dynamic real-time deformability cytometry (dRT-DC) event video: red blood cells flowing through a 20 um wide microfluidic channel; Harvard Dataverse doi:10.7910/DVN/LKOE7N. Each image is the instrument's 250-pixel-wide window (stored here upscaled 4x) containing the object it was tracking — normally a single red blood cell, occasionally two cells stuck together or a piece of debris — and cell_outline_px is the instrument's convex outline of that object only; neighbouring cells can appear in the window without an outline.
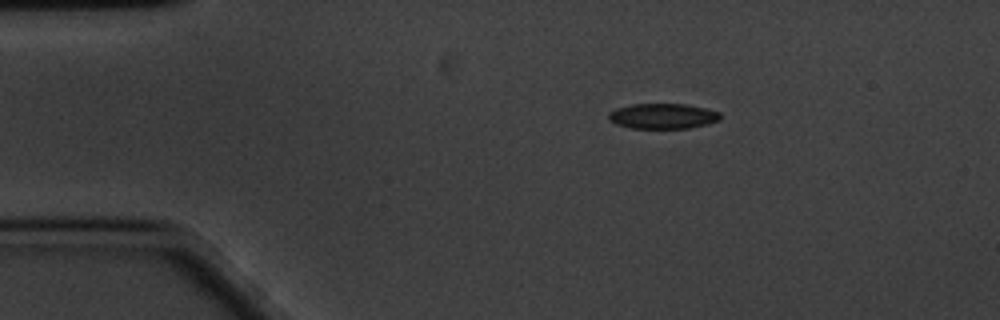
{"species": "common noctule bat (a hibernating species)", "species_latin": "Nyctalus noctula", "temperature_condition": "cold", "stored_images_in_passage": 49, "camera_frame_rate_fps": 3000, "um_per_image_px": 0.085, "animal": {"sex": "male", "body_mass_g": 20.1, "forearm_length_mm": 53.5}, "frame": {"image": 1, "passage_image": 1, "time_ms": 0.0, "image_size_px": [1000, 320], "cell_outline_px": [[720, 120], [708, 124], [688, 128], [632, 128], [616, 124], [608, 120], [608, 112], [616, 108], [632, 104], [688, 104], [720, 112]], "centroid_in_image_um": [56.32, 9.86], "position_along_channel_um": 28.7, "area_um2": 16.53}}
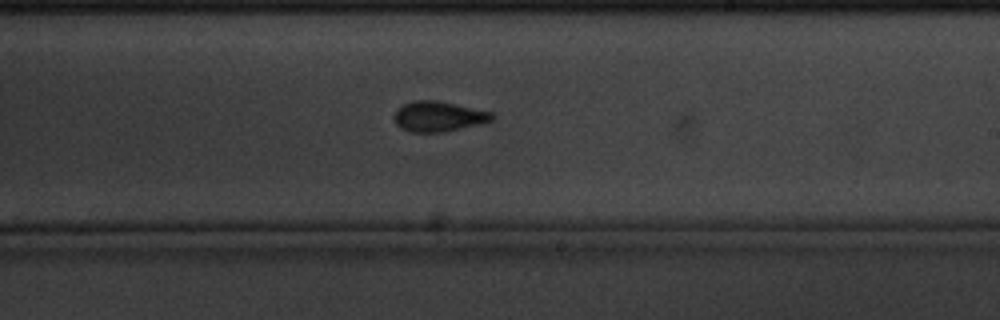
{"frame": {"image": 2, "passage_image": 25, "time_ms": 8.0, "image_size_px": [1000, 320], "cell_outline_px": [[496, 116], [492, 120], [480, 124], [444, 132], [408, 132], [400, 128], [396, 124], [392, 116], [396, 108], [404, 104], [416, 100], [436, 100], [492, 112]], "centroid_in_image_um": [37.23, 9.9], "position_along_channel_um": 251.8, "area_um2": 17.4}}
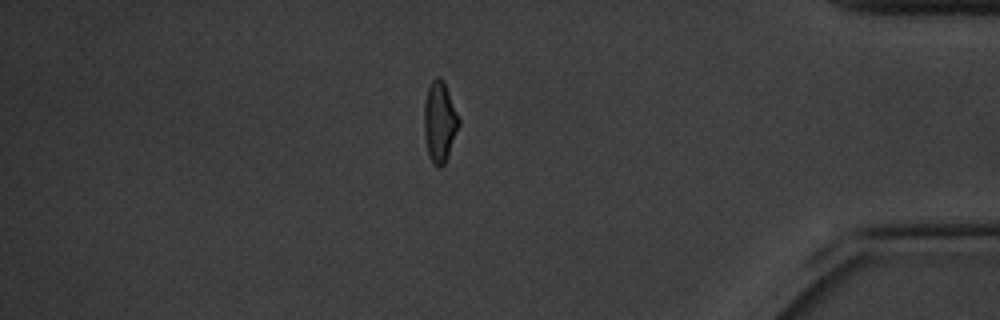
{"frame": {"image": 3, "passage_image": 41, "time_ms": 13.333, "image_size_px": [1000, 320], "cell_outline_px": [[460, 124], [444, 164], [440, 168], [436, 168], [432, 164], [428, 156], [424, 132], [424, 104], [428, 88], [432, 80], [436, 76], [440, 76], [444, 80], [460, 120]], "centroid_in_image_um": [37.36, 10.36], "position_along_channel_um": 397.8, "area_um2": 16.42}, "authors_computed_cell_mechanics": {"area_um2": 16.8198, "velocity_mm_per_s": 3.3982, "shape_relaxation_time_tau1_ms": 3.0865, "shape_relaxation_time_tau2_ms": 2.9068, "deformation_change_tau1": 0.0887, "deformation_change_tau2": 0.0593}}